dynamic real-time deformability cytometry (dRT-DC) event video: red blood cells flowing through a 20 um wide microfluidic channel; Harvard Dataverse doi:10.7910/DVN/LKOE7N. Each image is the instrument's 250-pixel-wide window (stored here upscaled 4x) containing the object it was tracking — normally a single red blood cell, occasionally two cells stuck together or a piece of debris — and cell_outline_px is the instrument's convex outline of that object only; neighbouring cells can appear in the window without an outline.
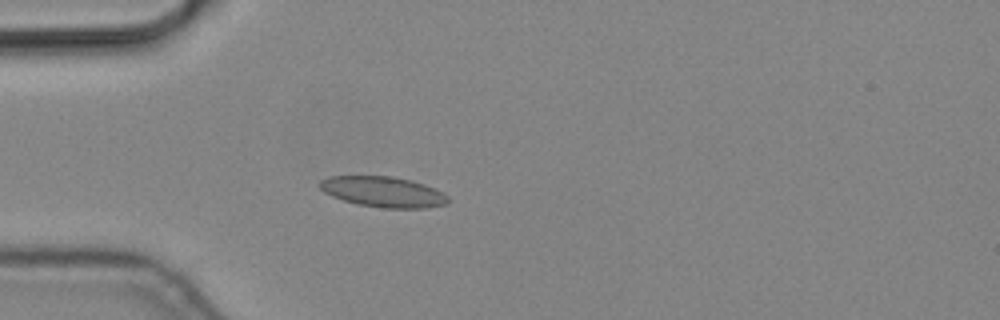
{"species": "common noctule bat (a hibernating species)", "species_latin": "Nyctalus noctula", "temperature_condition": "cold", "stored_images_in_passage": 4, "camera_frame_rate_fps": 3000, "um_per_image_px": 0.085, "animal": {"sex": "male", "body_mass_g": 19.2, "forearm_length_mm": 51.8}, "frame": {"image": 1, "passage_image": 4, "time_ms": 1.0, "image_size_px": [1000, 320], "cell_outline_px": [[448, 200], [444, 204], [424, 208], [384, 208], [356, 204], [332, 196], [324, 192], [320, 188], [320, 180], [328, 176], [392, 176], [412, 180], [424, 184], [444, 192], [448, 196]], "centroid_in_image_um": [32.56, 16.3], "position_along_channel_um": 52.4, "area_um2": 22.83}}